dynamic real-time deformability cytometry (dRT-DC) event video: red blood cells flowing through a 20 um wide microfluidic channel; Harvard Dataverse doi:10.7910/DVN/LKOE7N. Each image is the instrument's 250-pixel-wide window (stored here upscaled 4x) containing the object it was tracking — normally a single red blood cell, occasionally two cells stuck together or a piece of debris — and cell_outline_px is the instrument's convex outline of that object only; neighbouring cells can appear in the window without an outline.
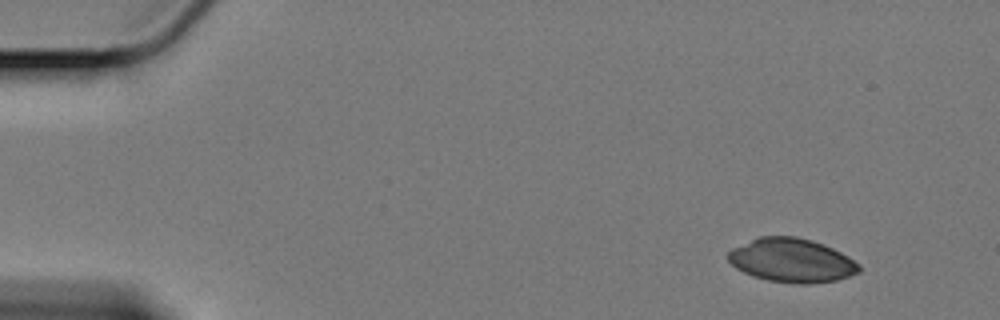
{"species": "Egyptian fruit bat (a non-hibernating species)", "species_latin": "Rousettus aegyptiacus", "temperature_condition": "cold", "stored_images_in_passage": 2, "segment_of_instrument_passage": [2, 2], "camera_frame_rate_fps": 3000, "um_per_image_px": 0.085, "animal": {"sex": "female"}, "frame": {"image": 1, "passage_image": 2, "time_ms": 0.333, "image_size_px": [1000, 320], "cell_outline_px": [[860, 272], [836, 280], [808, 284], [796, 284], [768, 280], [752, 276], [736, 268], [728, 260], [728, 252], [732, 248], [760, 236], [796, 236], [812, 240], [824, 244], [848, 256], [860, 264]], "centroid_in_image_um": [67.3, 22.13], "position_along_channel_um": 17.7, "area_um2": 33.47}}